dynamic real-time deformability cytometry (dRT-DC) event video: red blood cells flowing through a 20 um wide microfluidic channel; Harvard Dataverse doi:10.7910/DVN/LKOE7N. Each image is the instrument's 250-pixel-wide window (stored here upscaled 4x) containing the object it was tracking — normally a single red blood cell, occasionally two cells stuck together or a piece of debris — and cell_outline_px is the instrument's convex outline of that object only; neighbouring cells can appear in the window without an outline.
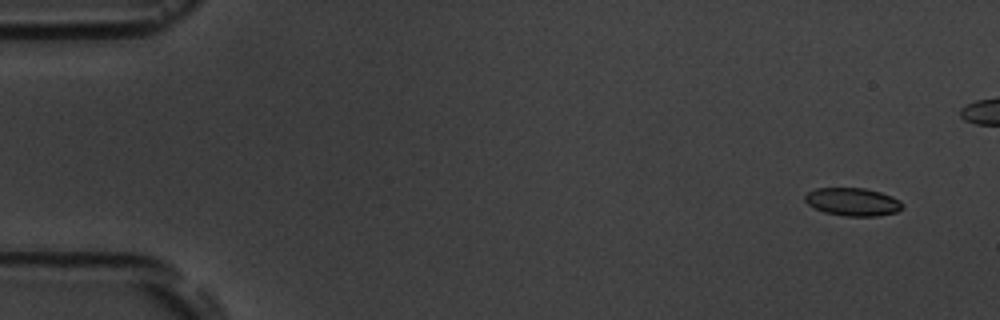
{"species": "common noctule bat (a hibernating species)", "species_latin": "Nyctalus noctula", "temperature_condition": "room temperature", "stored_images_in_passage": 8, "segment_of_instrument_passage": [1, 2], "camera_frame_rate_fps": 3000, "um_per_image_px": 0.085, "animal": {"sex": "male", "body_mass_g": 19.5, "forearm_length_mm": 54.6}, "frame": {"image": 1, "passage_image": 1, "time_ms": 0.0, "image_size_px": [1000, 320], "cell_outline_px": [[904, 208], [896, 212], [876, 216], [844, 216], [824, 212], [808, 204], [804, 200], [804, 196], [808, 192], [816, 188], [864, 188], [880, 192], [892, 196], [900, 200], [904, 204]], "centroid_in_image_um": [72.5, 17.15], "position_along_channel_um": 12.5, "area_um2": 15.95}}
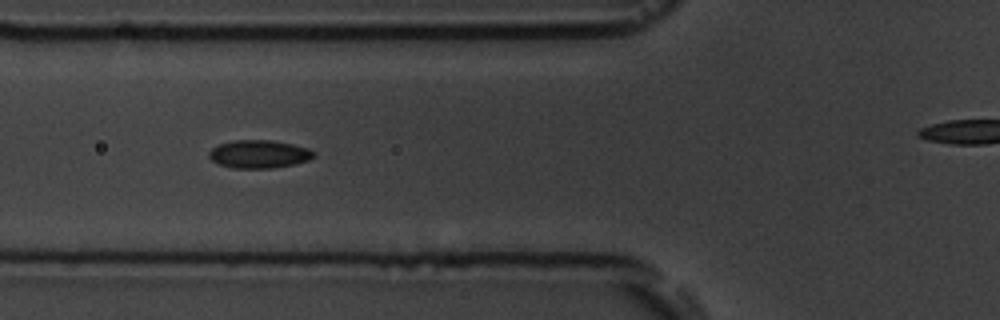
{"frame": {"image": 2, "passage_image": 6, "time_ms": 6.0, "image_size_px": [1000, 320], "cell_outline_px": [[316, 156], [308, 160], [292, 164], [272, 168], [232, 168], [220, 164], [212, 160], [208, 156], [208, 152], [212, 148], [220, 144], [232, 140], [272, 140], [292, 144], [308, 148], [316, 152]], "centroid_in_image_um": [22.02, 13.09], "position_along_channel_um": 103.8, "area_um2": 17.11}}
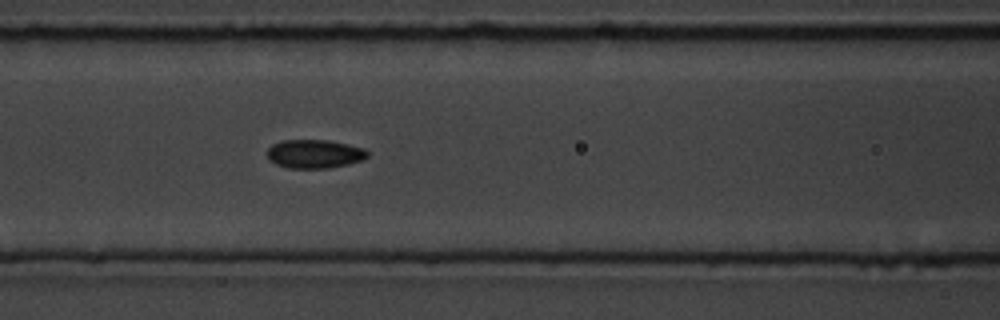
{"frame": {"image": 3, "passage_image": 7, "time_ms": 7.0, "image_size_px": [1000, 320], "cell_outline_px": [[368, 156], [360, 160], [348, 164], [328, 168], [288, 168], [276, 164], [268, 160], [268, 148], [272, 144], [284, 140], [328, 140], [348, 144], [364, 148], [368, 152]], "centroid_in_image_um": [26.72, 13.08], "position_along_channel_um": 139.9, "area_um2": 16.7}}